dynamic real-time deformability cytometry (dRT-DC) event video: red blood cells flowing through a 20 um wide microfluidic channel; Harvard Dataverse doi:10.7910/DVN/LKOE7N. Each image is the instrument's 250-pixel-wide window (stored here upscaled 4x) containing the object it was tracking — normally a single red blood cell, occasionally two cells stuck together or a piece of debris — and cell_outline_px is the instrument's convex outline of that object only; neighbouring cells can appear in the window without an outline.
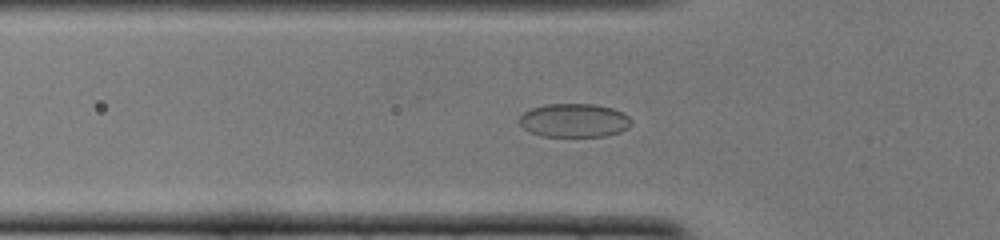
{"species": "common noctule bat (a hibernating species)", "species_latin": "Nyctalus noctula", "temperature_condition": "cold", "stored_images_in_passage": 51, "camera_frame_rate_fps": 3000, "um_per_image_px": 0.085, "animal": {"sex": "female", "body_mass_g": 22.0, "forearm_length_mm": 56.7}, "frame": {"image": 1, "passage_image": 17, "time_ms": 5.333, "image_size_px": [1000, 240], "cell_outline_px": [[632, 124], [628, 128], [620, 132], [604, 136], [540, 136], [524, 128], [520, 124], [520, 116], [524, 112], [532, 108], [544, 104], [596, 104], [612, 108], [624, 112], [632, 120]], "centroid_in_image_um": [48.84, 10.23], "position_along_channel_um": 77.0, "area_um2": 22.02}}
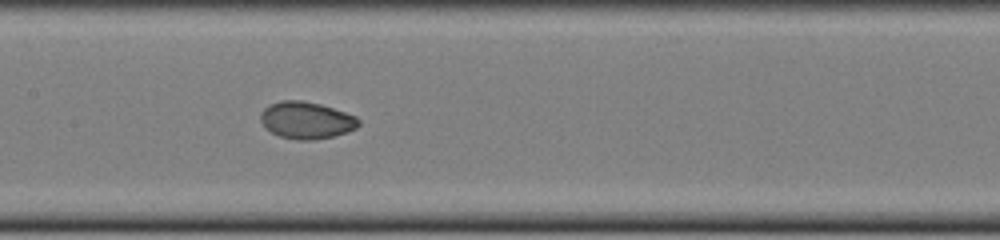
{"frame": {"image": 2, "passage_image": 25, "time_ms": 8.0, "image_size_px": [1000, 240], "cell_outline_px": [[360, 124], [356, 128], [348, 132], [332, 136], [312, 140], [296, 140], [280, 136], [264, 128], [260, 120], [260, 112], [268, 104], [280, 100], [300, 100], [320, 104], [356, 116], [360, 120]], "centroid_in_image_um": [26.01, 10.22], "position_along_channel_um": 181.4, "area_um2": 21.27}}
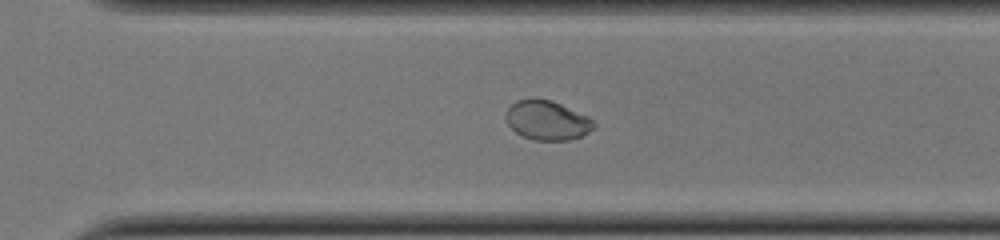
{"frame": {"image": 3, "passage_image": 36, "time_ms": 11.667, "image_size_px": [1000, 240], "cell_outline_px": [[596, 124], [588, 132], [580, 136], [568, 140], [536, 140], [524, 136], [516, 132], [508, 124], [504, 116], [508, 108], [516, 100], [532, 96], [552, 100], [588, 116]], "centroid_in_image_um": [46.47, 10.19], "position_along_channel_um": 324.1, "area_um2": 20.29}, "authors_computed_cell_mechanics": {"area_um2": 21.386, "velocity_mm_per_s": 3.9003, "shape_relaxation_time_tau1_ms": 4.7144, "shape_relaxation_time_tau2_ms": null, "deformation_change_tau1": 0.143, "deformation_change_tau2": null}}